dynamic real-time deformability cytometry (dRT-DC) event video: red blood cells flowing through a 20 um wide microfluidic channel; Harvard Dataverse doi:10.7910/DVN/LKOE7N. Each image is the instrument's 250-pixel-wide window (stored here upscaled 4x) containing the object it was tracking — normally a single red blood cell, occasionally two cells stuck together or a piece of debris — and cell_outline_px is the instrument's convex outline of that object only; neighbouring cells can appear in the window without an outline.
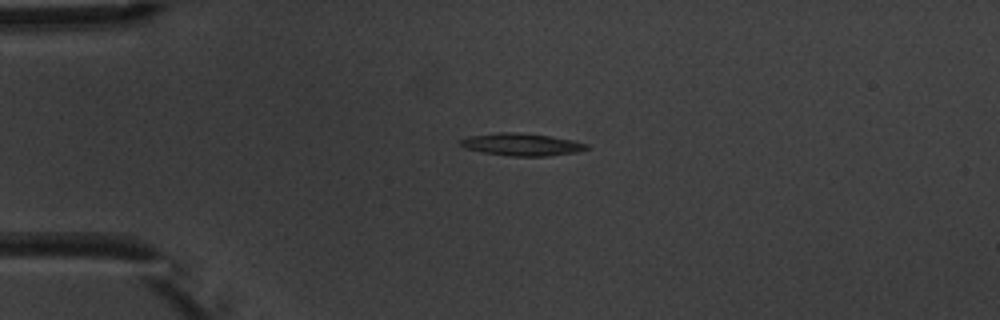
{"species": "common noctule bat (a hibernating species)", "species_latin": "Nyctalus noctula", "temperature_condition": "warm", "stored_images_in_passage": 3, "camera_frame_rate_fps": 3000, "um_per_image_px": 0.085, "animal": {"sex": "male", "body_mass_g": 20.1, "forearm_length_mm": 53.5}, "frame": {"image": 1, "passage_image": 1, "time_ms": 0.0, "image_size_px": [1000, 320], "cell_outline_px": [[588, 148], [576, 152], [548, 156], [508, 156], [484, 152], [464, 148], [460, 144], [460, 140], [468, 136], [496, 132], [516, 132], [552, 136], [572, 140], [588, 144]], "centroid_in_image_um": [44.32, 12.27], "position_along_channel_um": 40.7, "area_um2": 16.47}}
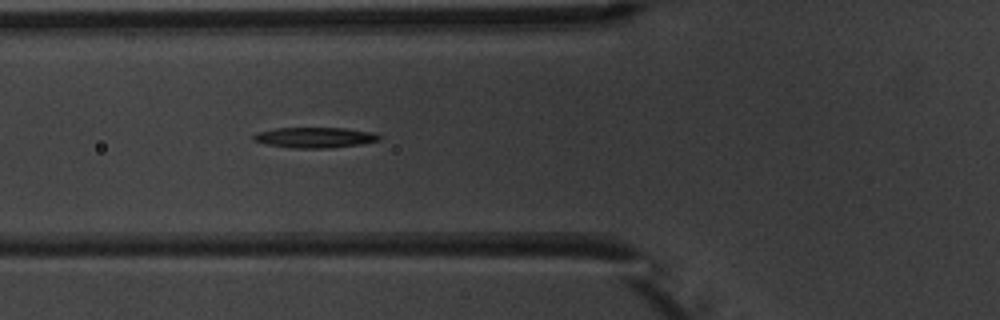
{"frame": {"image": 2, "passage_image": 3, "time_ms": 2.333, "image_size_px": [1000, 320], "cell_outline_px": [[380, 140], [360, 144], [328, 148], [292, 148], [264, 144], [252, 140], [252, 136], [260, 132], [276, 128], [344, 128], [372, 132], [380, 136]], "centroid_in_image_um": [26.73, 11.69], "position_along_channel_um": 99.1, "area_um2": 14.91}}